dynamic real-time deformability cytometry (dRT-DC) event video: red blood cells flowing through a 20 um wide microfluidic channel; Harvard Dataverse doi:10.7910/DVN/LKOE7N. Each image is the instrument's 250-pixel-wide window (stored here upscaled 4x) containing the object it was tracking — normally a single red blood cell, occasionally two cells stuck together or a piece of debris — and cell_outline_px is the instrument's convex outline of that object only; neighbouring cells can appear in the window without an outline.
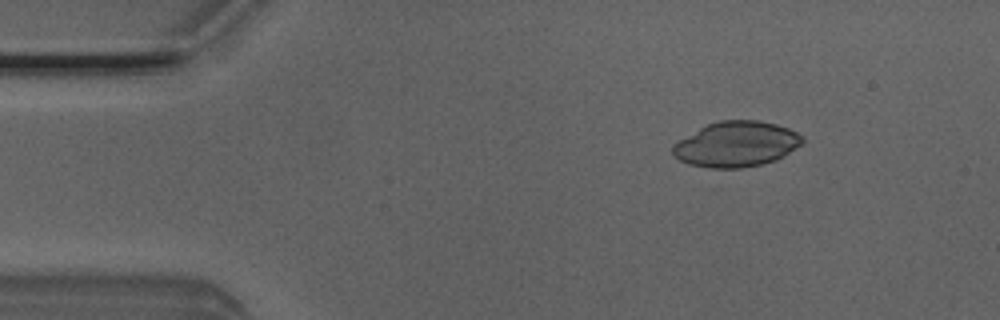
{"species": "Egyptian fruit bat (a non-hibernating species)", "species_latin": "Rousettus aegyptiacus", "temperature_condition": "room temperature", "stored_images_in_passage": 4, "camera_frame_rate_fps": 3000, "um_per_image_px": 0.085, "animal": {"sex": "male"}, "frame": {"image": 1, "passage_image": 1, "time_ms": 0.0, "image_size_px": [1000, 320], "cell_outline_px": [[804, 144], [772, 160], [760, 164], [740, 168], [708, 168], [688, 164], [680, 160], [672, 152], [672, 144], [700, 128], [708, 124], [720, 120], [760, 120], [776, 124], [788, 128], [804, 136]], "centroid_in_image_um": [62.58, 12.24], "position_along_channel_um": 22.4, "area_um2": 34.04}}